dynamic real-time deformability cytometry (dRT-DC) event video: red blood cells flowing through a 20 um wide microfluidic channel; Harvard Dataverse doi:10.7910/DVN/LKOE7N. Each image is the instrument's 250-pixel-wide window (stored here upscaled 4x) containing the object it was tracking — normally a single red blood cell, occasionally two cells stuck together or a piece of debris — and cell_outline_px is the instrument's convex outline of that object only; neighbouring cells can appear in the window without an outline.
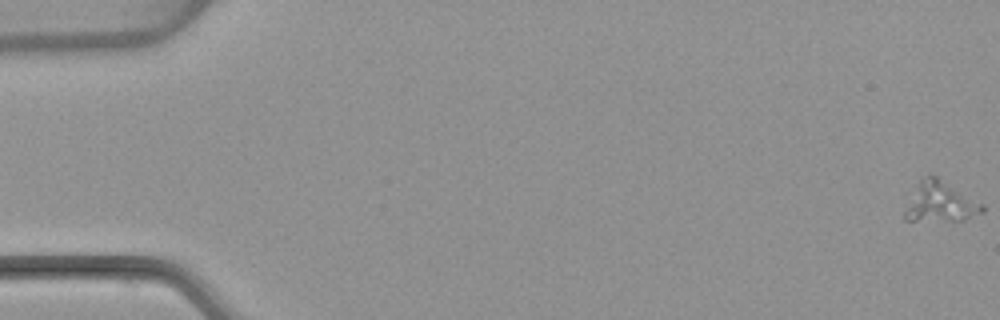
{"species": "common noctule bat (a hibernating species)", "species_latin": "Nyctalus noctula", "temperature_condition": "warm", "stored_images_in_passage": 10, "camera_frame_rate_fps": 3000, "um_per_image_px": 0.085, "animal": {"sex": "female", "body_mass_g": 22.7, "forearm_length_mm": 54.2}, "frame": {"image": 1, "passage_image": 1, "time_ms": 0.0, "image_size_px": [1000, 320], "cell_outline_px": [[984, 212], [964, 220], [904, 220], [904, 212], [920, 180], [924, 176], [936, 176], [984, 204]], "centroid_in_image_um": [79.97, 17.19], "position_along_channel_um": 5.0, "area_um2": 17.63}}